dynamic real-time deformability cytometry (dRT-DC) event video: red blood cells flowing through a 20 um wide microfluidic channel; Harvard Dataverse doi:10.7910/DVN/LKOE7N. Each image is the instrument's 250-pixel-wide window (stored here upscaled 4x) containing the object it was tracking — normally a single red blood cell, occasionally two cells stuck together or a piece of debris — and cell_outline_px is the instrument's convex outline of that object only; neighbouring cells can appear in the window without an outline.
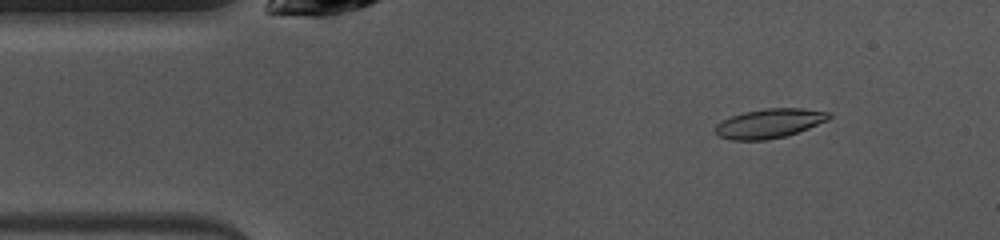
{"species": "common noctule bat (a hibernating species)", "species_latin": "Nyctalus noctula", "temperature_condition": "warm", "stored_images_in_passage": 47, "camera_frame_rate_fps": 3000, "um_per_image_px": 0.085, "animal": {"sex": "female", "body_mass_g": 10.0, "forearm_length_mm": 53.1}, "frame": {"image": 1, "passage_image": 5, "time_ms": 1.333, "image_size_px": [1000, 240], "cell_outline_px": [[832, 116], [828, 120], [808, 128], [784, 136], [768, 140], [732, 140], [720, 136], [716, 132], [716, 124], [732, 116], [744, 112], [764, 108], [804, 108], [828, 112]], "centroid_in_image_um": [65.42, 10.48], "position_along_channel_um": 19.6, "area_um2": 19.19}}
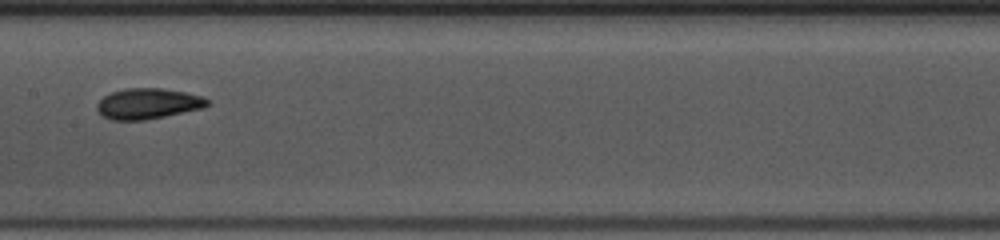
{"frame": {"image": 2, "passage_image": 22, "time_ms": 7.0, "image_size_px": [1000, 240], "cell_outline_px": [[212, 104], [204, 108], [144, 120], [112, 120], [104, 116], [96, 108], [96, 104], [104, 96], [112, 92], [124, 88], [160, 88], [184, 92], [204, 96]], "centroid_in_image_um": [12.61, 8.8], "position_along_channel_um": 194.8, "area_um2": 19.71}}
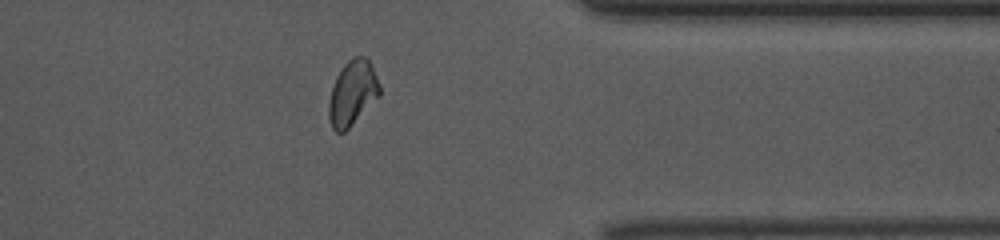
{"frame": {"image": 3, "passage_image": 37, "time_ms": 12.0, "image_size_px": [1000, 240], "cell_outline_px": [[380, 96], [344, 132], [336, 132], [332, 128], [328, 116], [328, 104], [332, 88], [336, 76], [344, 64], [352, 56], [364, 56], [368, 60], [380, 84]], "centroid_in_image_um": [29.95, 7.9], "position_along_channel_um": 381.4, "area_um2": 19.13}, "authors_computed_cell_mechanics": {"area_um2": 19.1896, "velocity_mm_per_s": 4.0207, "shape_relaxation_time_tau1_ms": 3.9182, "shape_relaxation_time_tau2_ms": 1.6429, "deformation_change_tau1": 0.1588, "deformation_change_tau2": 0.0795}}